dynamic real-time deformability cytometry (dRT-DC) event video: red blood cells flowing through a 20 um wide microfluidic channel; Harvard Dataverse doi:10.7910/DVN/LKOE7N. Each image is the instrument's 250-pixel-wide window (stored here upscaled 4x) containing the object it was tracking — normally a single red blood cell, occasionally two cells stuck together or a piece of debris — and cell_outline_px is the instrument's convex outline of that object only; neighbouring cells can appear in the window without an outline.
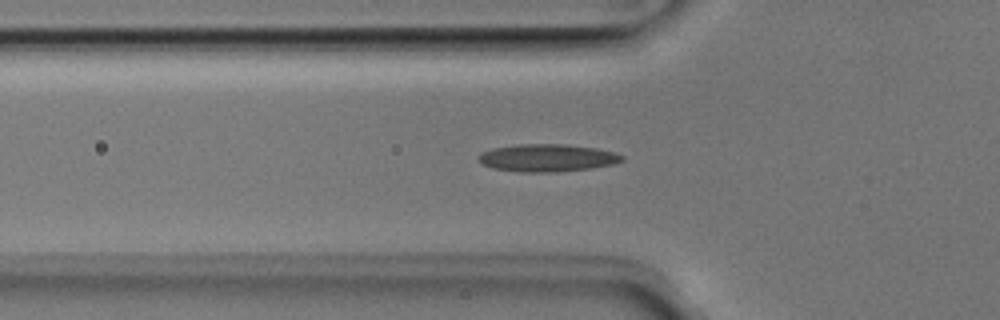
{"species": "Egyptian fruit bat (a non-hibernating species)", "species_latin": "Rousettus aegyptiacus", "temperature_condition": "room temperature", "stored_images_in_passage": 51, "camera_frame_rate_fps": 3000, "um_per_image_px": 0.085, "animal": {"sex": "male"}, "frame": {"image": 1, "passage_image": 16, "time_ms": 5.0, "image_size_px": [1000, 320], "cell_outline_px": [[624, 160], [612, 164], [588, 168], [552, 172], [524, 172], [492, 168], [476, 160], [476, 156], [480, 152], [492, 148], [520, 144], [568, 144], [596, 148], [616, 152], [624, 156]], "centroid_in_image_um": [46.48, 13.4], "position_along_channel_um": 79.3, "area_um2": 23.06}}
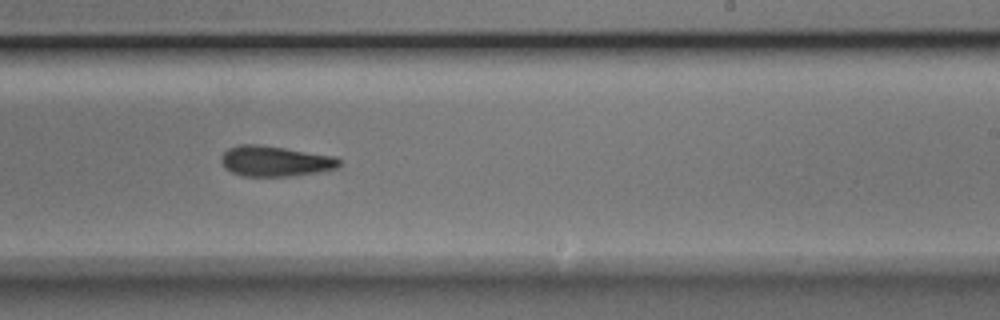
{"frame": {"image": 2, "passage_image": 30, "time_ms": 9.667, "image_size_px": [1000, 320], "cell_outline_px": [[340, 164], [336, 168], [320, 172], [292, 176], [244, 176], [232, 172], [224, 168], [220, 160], [220, 156], [228, 148], [240, 144], [256, 144], [284, 148], [336, 156], [340, 160]], "centroid_in_image_um": [23.37, 13.7], "position_along_channel_um": 265.6, "area_um2": 21.04}}
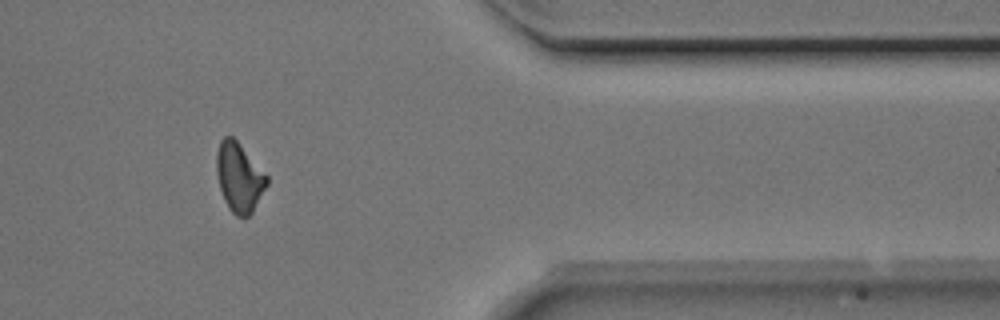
{"frame": {"image": 3, "passage_image": 41, "time_ms": 13.333, "image_size_px": [1000, 320], "cell_outline_px": [[268, 184], [252, 212], [248, 216], [236, 216], [228, 208], [224, 200], [220, 188], [216, 172], [216, 152], [220, 140], [224, 136], [232, 136], [240, 144], [268, 176]], "centroid_in_image_um": [20.32, 15.06], "position_along_channel_um": 391.1, "area_um2": 20.23}, "authors_computed_cell_mechanics": {"area_um2": 20.808, "velocity_mm_per_s": 3.9825, "shape_relaxation_time_tau1_ms": 5.2783, "shape_relaxation_time_tau2_ms": 5.4217, "deformation_change_tau1": 0.1405, "deformation_change_tau2": 0.1389}}